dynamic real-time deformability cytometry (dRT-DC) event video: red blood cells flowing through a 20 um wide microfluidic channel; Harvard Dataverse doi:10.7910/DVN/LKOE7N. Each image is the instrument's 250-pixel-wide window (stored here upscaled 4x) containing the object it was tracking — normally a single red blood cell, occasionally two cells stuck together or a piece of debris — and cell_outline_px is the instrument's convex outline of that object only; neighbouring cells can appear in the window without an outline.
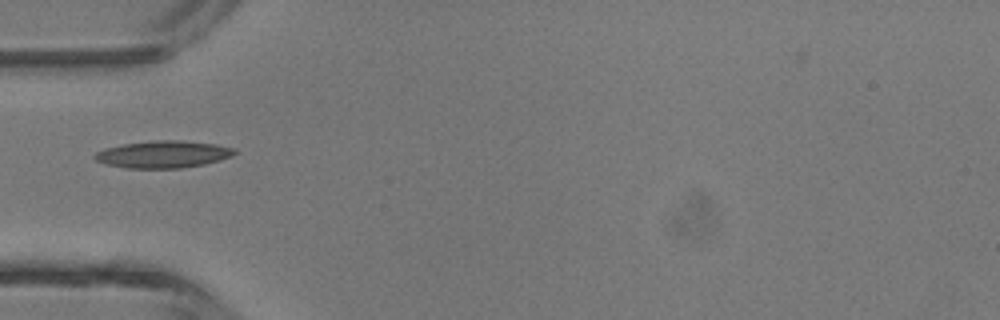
{"species": "common noctule bat (a hibernating species)", "species_latin": "Nyctalus noctula", "temperature_condition": "room temperature", "stored_images_in_passage": 2, "camera_frame_rate_fps": 3000, "um_per_image_px": 0.085, "animal": {"sex": "male", "body_mass_g": 13.3}, "frame": {"image": 1, "passage_image": 1, "time_ms": 0.0, "image_size_px": [1000, 320], "cell_outline_px": [[236, 152], [232, 156], [220, 160], [204, 164], [180, 168], [128, 168], [108, 164], [96, 160], [92, 156], [96, 152], [104, 148], [124, 144], [152, 140], [184, 140], [216, 144], [236, 148]], "centroid_in_image_um": [13.89, 13.1], "position_along_channel_um": 71.1, "area_um2": 22.14}}
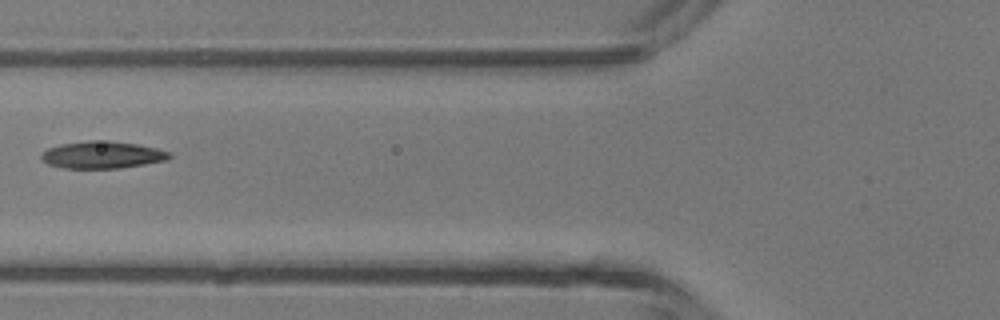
{"frame": {"image": 2, "passage_image": 2, "time_ms": 1.0, "image_size_px": [1000, 320], "cell_outline_px": [[172, 156], [168, 160], [120, 168], [64, 168], [48, 164], [40, 160], [40, 152], [48, 148], [60, 144], [88, 140], [108, 140], [136, 144], [156, 148], [172, 152]], "centroid_in_image_um": [8.67, 13.16], "position_along_channel_um": 117.1, "area_um2": 20.52}}